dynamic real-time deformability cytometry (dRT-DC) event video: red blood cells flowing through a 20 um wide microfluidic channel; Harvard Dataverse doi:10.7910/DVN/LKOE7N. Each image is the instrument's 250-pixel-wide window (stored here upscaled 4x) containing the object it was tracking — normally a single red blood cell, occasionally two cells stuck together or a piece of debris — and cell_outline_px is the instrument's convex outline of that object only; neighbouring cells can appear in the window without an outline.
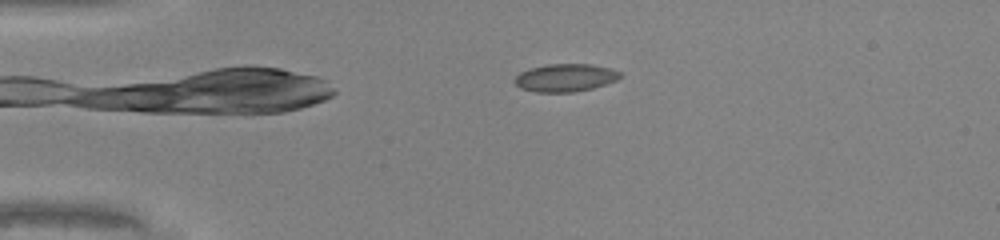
{"species": "common noctule bat (a hibernating species)", "species_latin": "Nyctalus noctula", "temperature_condition": "warm", "stored_images_in_passage": 44, "camera_frame_rate_fps": 3000, "um_per_image_px": 0.085, "animal": {"sex": "male", "body_mass_g": 20.0, "forearm_length_mm": 53.3}, "frame": {"image": 1, "passage_image": 6, "time_ms": 1.667, "image_size_px": [1000, 240], "cell_outline_px": [[624, 76], [616, 80], [592, 88], [572, 92], [536, 92], [520, 88], [512, 80], [520, 72], [532, 68], [548, 64], [592, 64], [608, 68], [620, 72]], "centroid_in_image_um": [48.04, 6.61], "position_along_channel_um": 37.0, "area_um2": 16.99}}
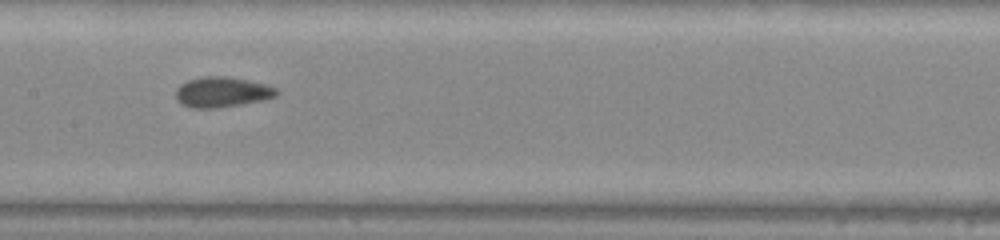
{"frame": {"image": 2, "passage_image": 20, "time_ms": 6.333, "image_size_px": [1000, 240], "cell_outline_px": [[280, 92], [276, 96], [264, 100], [216, 108], [192, 108], [180, 104], [176, 100], [176, 88], [180, 84], [188, 80], [204, 76], [224, 76], [248, 80], [264, 84], [276, 88]], "centroid_in_image_um": [18.85, 7.83], "position_along_channel_um": 188.6, "area_um2": 17.86}}
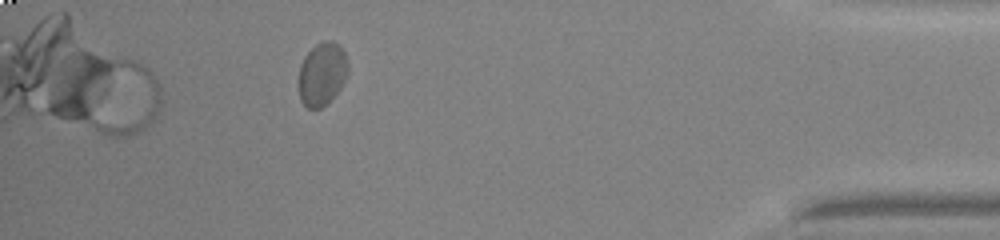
{"frame": {"image": 3, "passage_image": 39, "time_ms": 12.667, "image_size_px": [1000, 240], "cell_outline_px": [[348, 72], [340, 88], [320, 108], [308, 108], [300, 100], [300, 64], [304, 56], [316, 44], [324, 40], [332, 40], [344, 52], [348, 64]], "centroid_in_image_um": [27.37, 6.25], "position_along_channel_um": 407.8, "area_um2": 17.69}, "authors_computed_cell_mechanics": {"area_um2": 17.2822, "velocity_mm_per_s": 4.2061, "shape_relaxation_time_tau1_ms": 1.478, "shape_relaxation_time_tau2_ms": null, "deformation_change_tau1": 0.0672, "deformation_change_tau2": null}}